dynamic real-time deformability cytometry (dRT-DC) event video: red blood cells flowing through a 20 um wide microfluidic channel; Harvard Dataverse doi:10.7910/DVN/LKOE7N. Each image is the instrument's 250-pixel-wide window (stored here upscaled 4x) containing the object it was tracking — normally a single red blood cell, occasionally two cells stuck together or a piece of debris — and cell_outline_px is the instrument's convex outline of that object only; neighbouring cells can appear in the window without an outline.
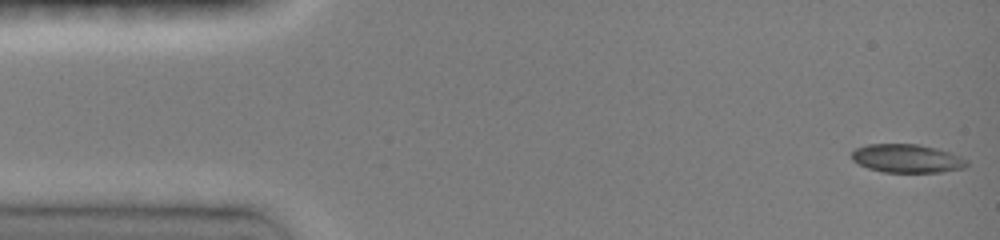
{"species": "common noctule bat (a hibernating species)", "species_latin": "Nyctalus noctula", "temperature_condition": "room temperature", "stored_images_in_passage": 37, "camera_frame_rate_fps": 3000, "um_per_image_px": 0.085, "animal": {"sex": "female", "body_mass_g": 19.0, "forearm_length_mm": 51.5}, "frame": {"image": 1, "passage_image": 1, "time_ms": 0.0, "image_size_px": [1000, 240], "cell_outline_px": [[968, 164], [964, 168], [940, 172], [884, 172], [868, 168], [852, 160], [852, 152], [856, 148], [868, 144], [920, 144], [936, 148], [960, 156], [968, 160]], "centroid_in_image_um": [77.1, 13.47], "position_along_channel_um": 7.9, "area_um2": 19.02}}
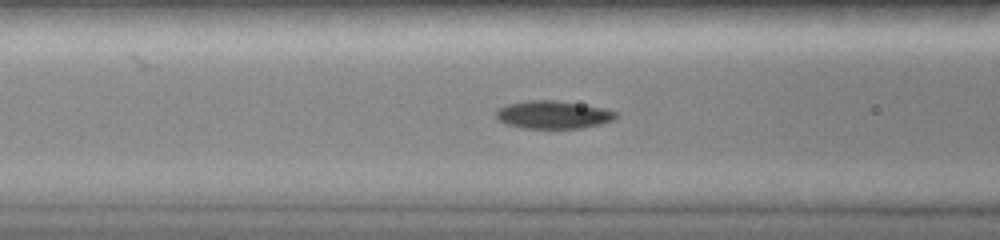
{"frame": {"image": 2, "passage_image": 13, "time_ms": 5.667, "image_size_px": [1000, 240], "cell_outline_px": [[616, 116], [612, 120], [600, 124], [580, 128], [524, 128], [508, 124], [500, 120], [496, 116], [496, 108], [508, 104], [528, 100], [556, 100], [604, 108], [616, 112]], "centroid_in_image_um": [46.99, 9.74], "position_along_channel_um": 119.6, "area_um2": 19.25}}
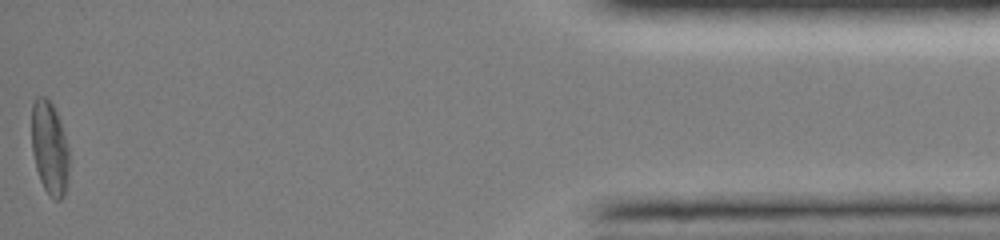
{"frame": {"image": 3, "passage_image": 37, "time_ms": 15.333, "image_size_px": [1000, 240], "cell_outline_px": [[68, 176], [64, 196], [60, 200], [52, 200], [44, 188], [40, 180], [36, 168], [32, 152], [32, 100], [36, 96], [44, 96], [52, 104], [56, 112], [68, 148]], "centroid_in_image_um": [4.19, 12.6], "position_along_channel_um": 431.0, "area_um2": 20.29}, "authors_computed_cell_mechanics": {"area_um2": 19.3052, "velocity_mm_per_s": 4.036, "shape_relaxation_time_tau1_ms": 8.6201, "shape_relaxation_time_tau2_ms": 4.0919, "deformation_change_tau1": 0.2231, "deformation_change_tau2": 0.0669}}